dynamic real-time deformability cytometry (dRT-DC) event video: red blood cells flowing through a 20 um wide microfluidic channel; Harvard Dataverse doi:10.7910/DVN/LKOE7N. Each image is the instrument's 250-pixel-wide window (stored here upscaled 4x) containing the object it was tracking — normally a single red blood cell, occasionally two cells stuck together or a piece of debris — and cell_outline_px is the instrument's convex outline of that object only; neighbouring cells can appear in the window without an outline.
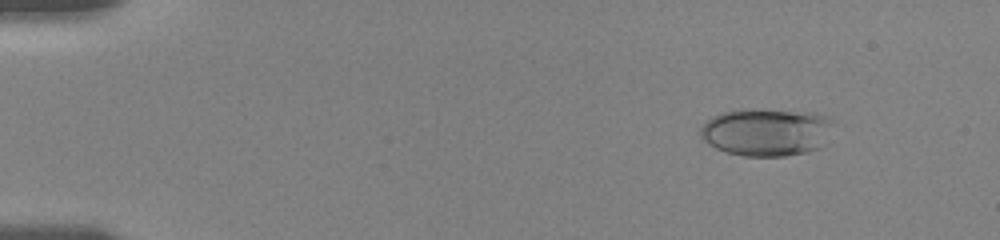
{"species": "human", "species_latin": "Homo sapiens", "temperature_condition": "room temperature", "stored_images_in_passage": 55, "camera_frame_rate_fps": 3000, "um_per_image_px": 0.085, "donor": {"sex": "female"}, "frame": {"image": 1, "passage_image": 6, "time_ms": 1.667, "image_size_px": [1000, 240], "cell_outline_px": [[836, 120], [820, 148], [808, 152], [784, 156], [744, 156], [728, 152], [716, 148], [708, 144], [700, 136], [700, 128], [712, 116], [724, 112], [748, 108], [816, 112], [828, 116]], "centroid_in_image_um": [65.18, 11.2], "position_along_channel_um": 19.8, "area_um2": 37.34}}
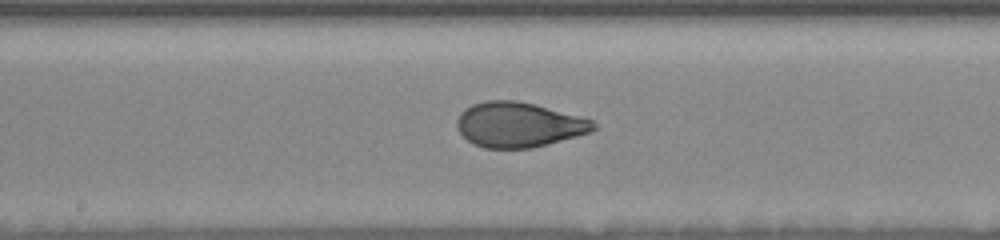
{"frame": {"image": 2, "passage_image": 30, "time_ms": 9.667, "image_size_px": [1000, 240], "cell_outline_px": [[596, 128], [592, 132], [548, 144], [532, 148], [484, 148], [472, 144], [460, 132], [456, 124], [456, 120], [460, 112], [464, 108], [472, 104], [484, 100], [516, 100], [536, 104], [584, 116], [592, 120], [596, 124]], "centroid_in_image_um": [44.11, 10.58], "position_along_channel_um": 204.1, "area_um2": 36.3}}
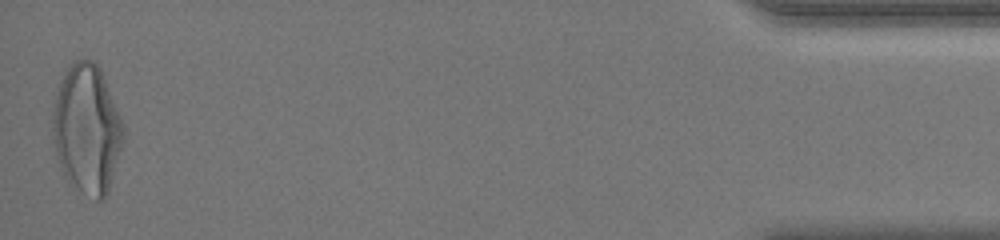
{"frame": {"image": 3, "passage_image": 55, "time_ms": 18.0, "image_size_px": [1000, 240], "cell_outline_px": [[124, 140], [108, 192], [104, 200], [96, 200], [80, 188], [64, 172], [60, 164], [56, 148], [52, 128], [52, 112], [56, 96], [60, 84], [68, 68], [76, 60], [92, 60], [100, 68], [124, 124]], "centroid_in_image_um": [7.43, 10.94], "position_along_channel_um": 427.8, "area_um2": 52.02}, "authors_computed_cell_mechanics": {"area_um2": 36.2984, "velocity_mm_per_s": 3.6328, "shape_relaxation_time_tau1_ms": 5.3357, "shape_relaxation_time_tau2_ms": null, "deformation_change_tau1": 0.1908, "deformation_change_tau2": null}}